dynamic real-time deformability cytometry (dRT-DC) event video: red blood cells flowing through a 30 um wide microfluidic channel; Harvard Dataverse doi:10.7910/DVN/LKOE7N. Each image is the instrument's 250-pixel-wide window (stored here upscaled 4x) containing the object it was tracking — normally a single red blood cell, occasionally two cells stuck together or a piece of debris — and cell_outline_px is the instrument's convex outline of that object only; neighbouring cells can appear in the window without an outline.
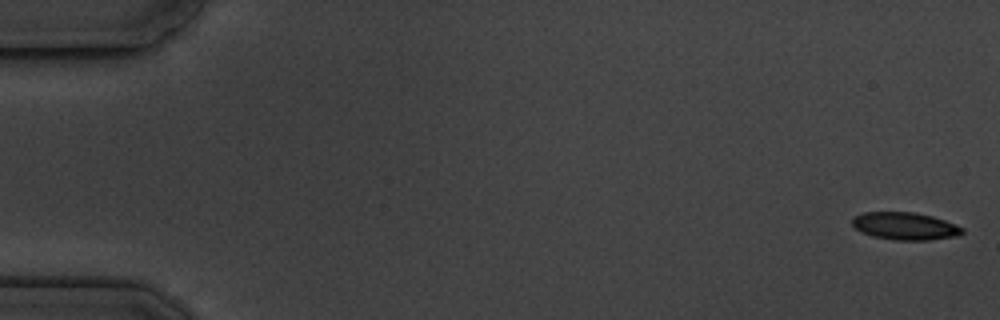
{"species": "common noctule bat (a hibernating species)", "species_latin": "Nyctalus noctula", "temperature_condition": "cold", "stored_images_in_passage": 5, "camera_frame_rate_fps": 3000, "um_per_image_px": 0.085, "animal": {"sex": "male", "body_mass_g": 19.5, "forearm_length_mm": 54.6}, "frame": {"image": 1, "passage_image": 1, "time_ms": 0.0, "image_size_px": [1000, 320], "cell_outline_px": [[964, 232], [960, 236], [928, 240], [896, 240], [872, 236], [860, 232], [852, 224], [852, 216], [864, 212], [916, 212], [932, 216], [956, 224], [964, 228]], "centroid_in_image_um": [76.94, 19.21], "position_along_channel_um": 8.1, "area_um2": 17.86}}
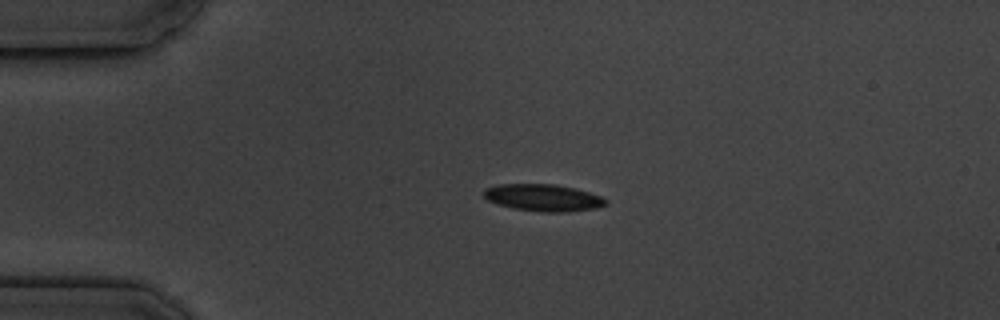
{"frame": {"image": 2, "passage_image": 4, "time_ms": 4.0, "image_size_px": [1000, 320], "cell_outline_px": [[608, 200], [604, 204], [596, 208], [568, 212], [540, 212], [512, 208], [488, 200], [484, 196], [484, 188], [500, 184], [556, 184], [576, 188], [600, 196]], "centroid_in_image_um": [46.17, 16.8], "position_along_channel_um": 38.8, "area_um2": 19.13}}